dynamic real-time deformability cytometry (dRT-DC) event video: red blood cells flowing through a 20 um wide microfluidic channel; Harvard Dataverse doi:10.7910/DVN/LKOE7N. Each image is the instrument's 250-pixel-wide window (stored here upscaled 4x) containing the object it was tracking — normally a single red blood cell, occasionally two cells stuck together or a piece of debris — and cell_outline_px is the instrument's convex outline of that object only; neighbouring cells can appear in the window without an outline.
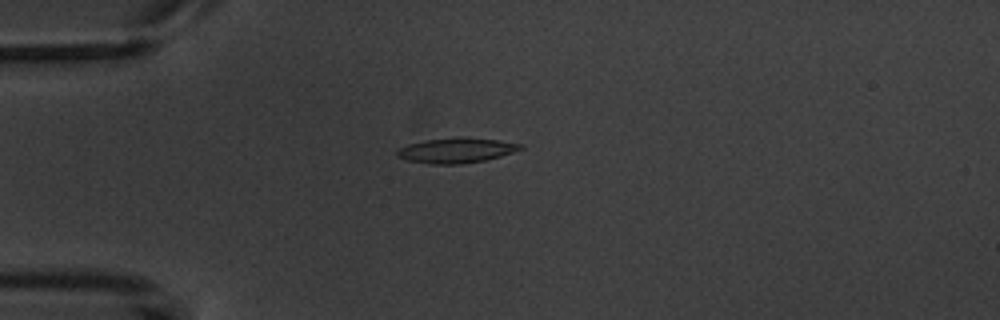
{"species": "common noctule bat (a hibernating species)", "species_latin": "Nyctalus noctula", "temperature_condition": "warm", "stored_images_in_passage": 5, "camera_frame_rate_fps": 3000, "um_per_image_px": 0.085, "animal": {"sex": "male", "body_mass_g": 20.1, "forearm_length_mm": 53.5}, "frame": {"image": 1, "passage_image": 3, "time_ms": 4.0, "image_size_px": [1000, 320], "cell_outline_px": [[524, 148], [500, 156], [484, 160], [460, 164], [428, 164], [408, 160], [396, 156], [396, 152], [400, 148], [408, 144], [424, 140], [496, 140], [524, 144]], "centroid_in_image_um": [38.75, 12.83], "position_along_channel_um": 46.2, "area_um2": 16.99}}